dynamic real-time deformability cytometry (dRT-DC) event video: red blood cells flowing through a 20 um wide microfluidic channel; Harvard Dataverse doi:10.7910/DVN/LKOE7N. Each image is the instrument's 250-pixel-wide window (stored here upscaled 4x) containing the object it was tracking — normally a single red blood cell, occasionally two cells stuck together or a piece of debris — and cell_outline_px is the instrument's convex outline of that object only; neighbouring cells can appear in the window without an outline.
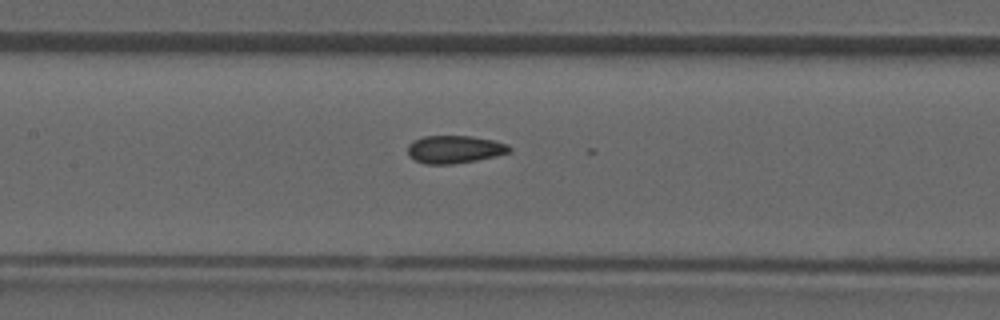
{"species": "common noctule bat (a hibernating species)", "species_latin": "Nyctalus noctula", "temperature_condition": "room temperature", "stored_images_in_passage": 41, "camera_frame_rate_fps": 3000, "um_per_image_px": 0.085, "animal": {"sex": "male", "forearm_length_mm": 52.5}, "frame": {"image": 1, "passage_image": 17, "time_ms": 5.333, "image_size_px": [1000, 320], "cell_outline_px": [[512, 148], [508, 152], [476, 160], [452, 164], [424, 164], [416, 160], [408, 152], [408, 144], [412, 140], [424, 136], [472, 136], [496, 140], [508, 144]], "centroid_in_image_um": [38.63, 12.68], "position_along_channel_um": 168.8, "area_um2": 16.36}}